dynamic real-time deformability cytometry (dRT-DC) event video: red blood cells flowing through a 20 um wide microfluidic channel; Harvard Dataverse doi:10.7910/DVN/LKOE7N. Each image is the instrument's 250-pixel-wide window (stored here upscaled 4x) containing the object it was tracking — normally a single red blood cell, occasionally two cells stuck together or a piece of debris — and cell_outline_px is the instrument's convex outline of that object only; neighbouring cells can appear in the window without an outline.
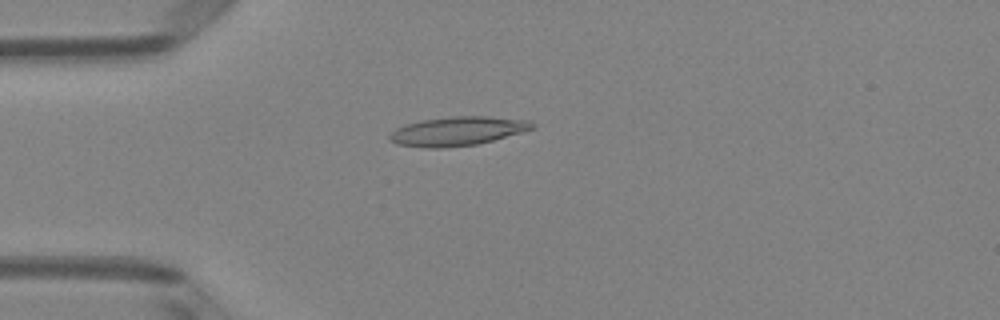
{"species": "Egyptian fruit bat (a non-hibernating species)", "species_latin": "Rousettus aegyptiacus", "temperature_condition": "room temperature", "stored_images_in_passage": 5, "camera_frame_rate_fps": 3000, "um_per_image_px": 0.085, "animal": {"sex": "female"}, "frame": {"image": 1, "passage_image": 4, "time_ms": 1.0, "image_size_px": [1000, 320], "cell_outline_px": [[536, 128], [524, 132], [476, 144], [444, 148], [424, 148], [396, 144], [388, 140], [388, 136], [396, 128], [404, 124], [420, 120], [452, 116], [488, 116], [528, 120], [536, 124]], "centroid_in_image_um": [38.88, 11.14], "position_along_channel_um": 46.1, "area_um2": 24.39}}